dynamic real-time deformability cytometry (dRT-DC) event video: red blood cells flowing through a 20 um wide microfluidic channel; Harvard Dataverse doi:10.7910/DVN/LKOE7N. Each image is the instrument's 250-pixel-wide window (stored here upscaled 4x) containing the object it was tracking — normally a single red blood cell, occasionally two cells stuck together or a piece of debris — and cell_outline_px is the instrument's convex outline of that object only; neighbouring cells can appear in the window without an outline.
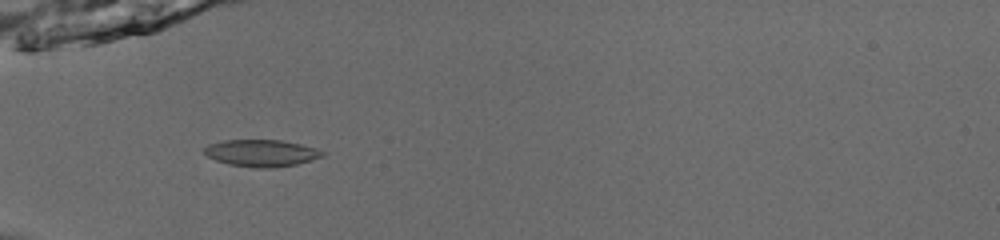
{"species": "common noctule bat (a hibernating species)", "species_latin": "Nyctalus noctula", "temperature_condition": "room temperature", "stored_images_in_passage": 23, "camera_frame_rate_fps": 3000, "um_per_image_px": 0.085, "animal": {"sex": "male", "body_mass_g": 13.0, "forearm_length_mm": 53.1}, "frame": {"image": 1, "passage_image": 1, "time_ms": 0.0, "image_size_px": [1000, 240], "cell_outline_px": [[328, 152], [324, 156], [296, 164], [276, 168], [256, 168], [228, 164], [216, 160], [208, 156], [204, 152], [204, 148], [208, 144], [224, 140], [280, 140], [300, 144], [316, 148]], "centroid_in_image_um": [22.25, 13.01], "position_along_channel_um": 62.8, "area_um2": 18.61}}
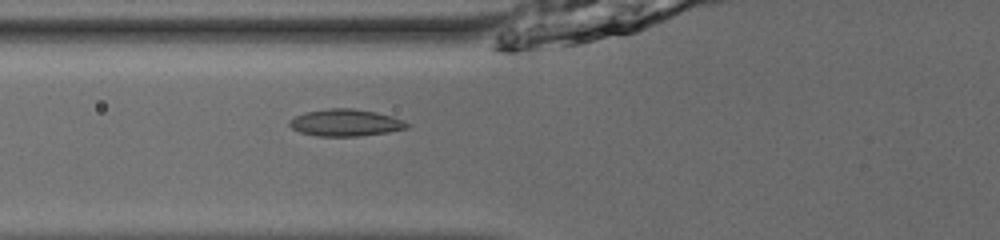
{"frame": {"image": 2, "passage_image": 4, "time_ms": 1.0, "image_size_px": [1000, 240], "cell_outline_px": [[412, 124], [408, 128], [388, 132], [360, 136], [316, 136], [300, 132], [292, 128], [288, 124], [288, 120], [296, 116], [308, 112], [328, 108], [352, 108], [376, 112], [392, 116], [404, 120]], "centroid_in_image_um": [29.41, 10.43], "position_along_channel_um": 96.4, "area_um2": 18.55}}
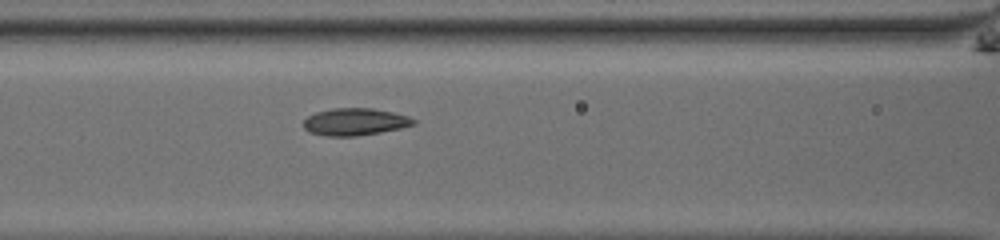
{"frame": {"image": 3, "passage_image": 7, "time_ms": 2.0, "image_size_px": [1000, 240], "cell_outline_px": [[416, 124], [400, 128], [380, 132], [356, 136], [328, 136], [308, 132], [304, 128], [304, 120], [308, 116], [316, 112], [332, 108], [372, 108], [392, 112], [408, 116], [416, 120]], "centroid_in_image_um": [30.16, 10.35], "position_along_channel_um": 136.4, "area_um2": 17.4}}